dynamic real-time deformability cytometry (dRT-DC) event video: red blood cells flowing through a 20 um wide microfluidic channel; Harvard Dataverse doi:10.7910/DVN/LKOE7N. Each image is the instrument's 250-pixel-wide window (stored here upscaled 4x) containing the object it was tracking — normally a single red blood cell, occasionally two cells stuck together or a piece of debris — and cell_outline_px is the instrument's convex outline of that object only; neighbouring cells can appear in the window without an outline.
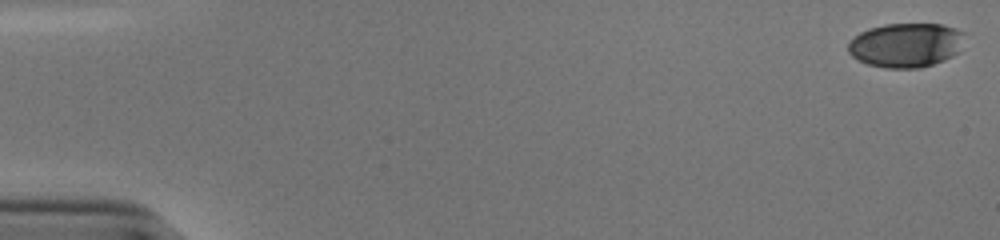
{"species": "human", "species_latin": "Homo sapiens", "temperature_condition": "cold", "stored_images_in_passage": 45, "camera_frame_rate_fps": 3000, "um_per_image_px": 0.085, "donor": {"sex": "male"}, "frame": {"image": 1, "passage_image": 1, "time_ms": 0.0, "image_size_px": [1000, 240], "cell_outline_px": [[964, 32], [956, 52], [952, 56], [944, 60], [920, 68], [884, 68], [868, 64], [852, 56], [848, 52], [848, 44], [860, 32], [868, 28], [884, 24], [944, 24], [956, 28]], "centroid_in_image_um": [76.97, 3.83], "position_along_channel_um": 8.0, "area_um2": 29.82}}
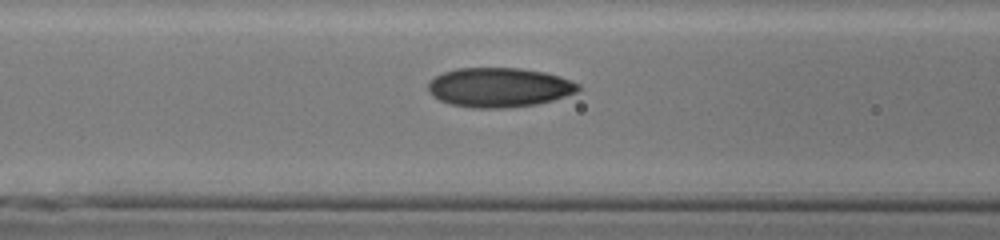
{"frame": {"image": 2, "passage_image": 23, "time_ms": 7.333, "image_size_px": [1000, 240], "cell_outline_px": [[580, 88], [576, 92], [552, 100], [536, 104], [504, 108], [472, 108], [448, 104], [432, 96], [428, 92], [428, 84], [436, 76], [444, 72], [456, 68], [520, 68], [544, 72], [560, 76], [580, 84]], "centroid_in_image_um": [42.41, 7.43], "position_along_channel_um": 124.2, "area_um2": 34.51}}
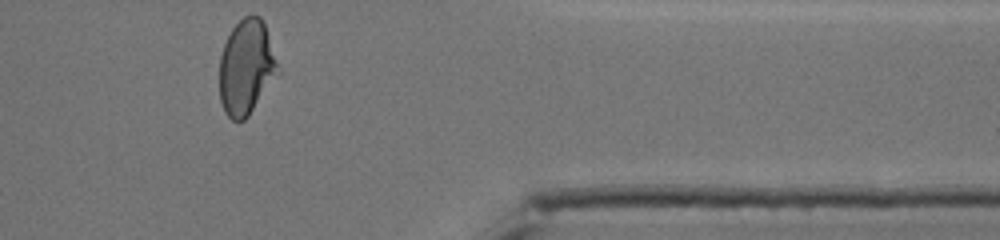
{"frame": {"image": 3, "passage_image": 45, "time_ms": 14.667, "image_size_px": [1000, 240], "cell_outline_px": [[280, 72], [248, 116], [244, 120], [232, 120], [224, 112], [220, 100], [220, 56], [224, 44], [232, 28], [244, 16], [252, 12], [260, 16], [264, 20], [280, 68]], "centroid_in_image_um": [20.96, 5.68], "position_along_channel_um": 390.4, "area_um2": 32.66}, "authors_computed_cell_mechanics": {"area_um2": 32.5992, "velocity_mm_per_s": 3.8787, "shape_relaxation_time_tau1_ms": 7.4691, "shape_relaxation_time_tau2_ms": 1.1802, "deformation_change_tau1": 0.2147, "deformation_change_tau2": 0.0635}}